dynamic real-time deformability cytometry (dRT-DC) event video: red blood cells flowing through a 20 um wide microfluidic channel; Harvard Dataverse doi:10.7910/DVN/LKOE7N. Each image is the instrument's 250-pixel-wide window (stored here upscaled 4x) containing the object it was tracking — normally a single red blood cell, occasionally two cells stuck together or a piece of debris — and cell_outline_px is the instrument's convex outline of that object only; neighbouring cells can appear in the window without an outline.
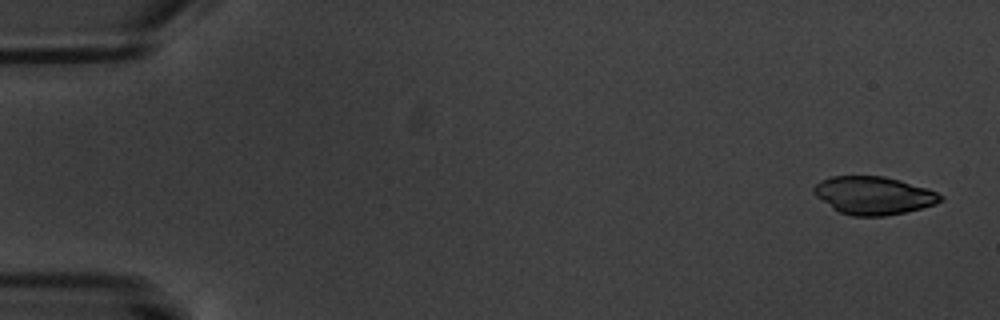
{"species": "common noctule bat (a hibernating species)", "species_latin": "Nyctalus noctula", "temperature_condition": "warm", "stored_images_in_passage": 5, "camera_frame_rate_fps": 3000, "um_per_image_px": 0.085, "animal": {"sex": "male", "body_mass_g": 20.1, "forearm_length_mm": 53.5}, "frame": {"image": 1, "passage_image": 1, "time_ms": 0.0, "image_size_px": [1000, 320], "cell_outline_px": [[944, 200], [936, 204], [904, 212], [884, 216], [852, 216], [840, 212], [832, 208], [816, 196], [812, 192], [812, 188], [820, 180], [832, 176], [884, 176], [900, 180], [928, 188], [944, 196]], "centroid_in_image_um": [74.25, 16.61], "position_along_channel_um": 10.7, "area_um2": 28.09}}
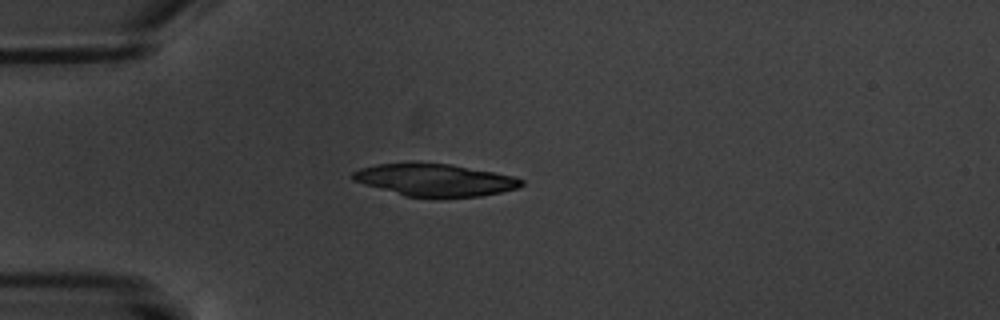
{"frame": {"image": 2, "passage_image": 5, "time_ms": 4.667, "image_size_px": [1000, 320], "cell_outline_px": [[524, 184], [516, 188], [500, 192], [480, 196], [404, 196], [364, 184], [352, 180], [352, 172], [360, 168], [376, 164], [452, 164], [512, 176], [524, 180]], "centroid_in_image_um": [36.95, 15.3], "position_along_channel_um": 48.1, "area_um2": 30.87}}